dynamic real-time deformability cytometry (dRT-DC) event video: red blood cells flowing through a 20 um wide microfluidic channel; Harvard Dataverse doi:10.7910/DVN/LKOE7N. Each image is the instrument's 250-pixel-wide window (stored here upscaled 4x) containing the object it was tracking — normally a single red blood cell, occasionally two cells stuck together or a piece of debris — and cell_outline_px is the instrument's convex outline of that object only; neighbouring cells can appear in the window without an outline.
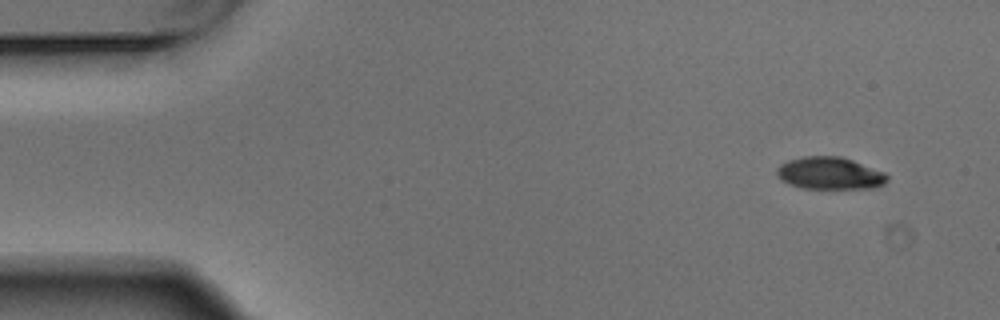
{"species": "Egyptian fruit bat (a non-hibernating species)", "species_latin": "Rousettus aegyptiacus", "temperature_condition": "warm", "stored_images_in_passage": 4, "camera_frame_rate_fps": 3000, "um_per_image_px": 0.085, "animal": {"sex": "male"}, "frame": {"image": 1, "passage_image": 1, "time_ms": 0.0, "image_size_px": [1000, 320], "cell_outline_px": [[888, 180], [884, 184], [876, 188], [800, 188], [788, 184], [780, 180], [776, 172], [776, 168], [780, 164], [788, 160], [804, 156], [840, 156], [852, 160], [884, 172], [888, 176]], "centroid_in_image_um": [70.51, 14.73], "position_along_channel_um": 14.5, "area_um2": 20.87}}
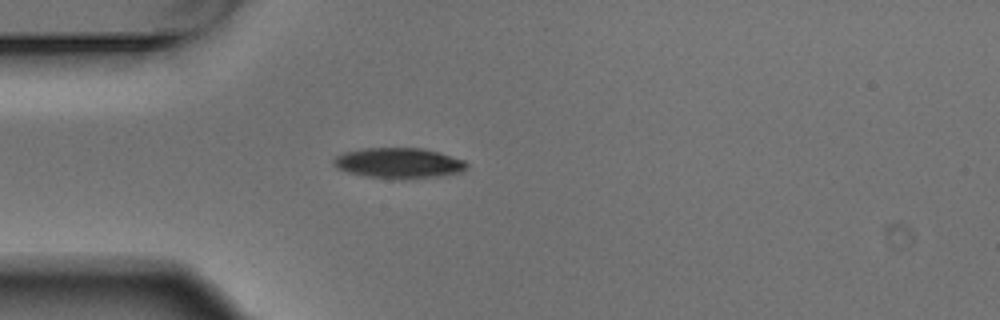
{"frame": {"image": 2, "passage_image": 4, "time_ms": 1.0, "image_size_px": [1000, 320], "cell_outline_px": [[468, 168], [460, 172], [448, 176], [364, 176], [348, 172], [336, 168], [332, 164], [332, 160], [336, 156], [344, 152], [364, 148], [420, 148], [436, 152], [464, 160], [468, 164]], "centroid_in_image_um": [33.87, 13.82], "position_along_channel_um": 51.1, "area_um2": 22.77}}